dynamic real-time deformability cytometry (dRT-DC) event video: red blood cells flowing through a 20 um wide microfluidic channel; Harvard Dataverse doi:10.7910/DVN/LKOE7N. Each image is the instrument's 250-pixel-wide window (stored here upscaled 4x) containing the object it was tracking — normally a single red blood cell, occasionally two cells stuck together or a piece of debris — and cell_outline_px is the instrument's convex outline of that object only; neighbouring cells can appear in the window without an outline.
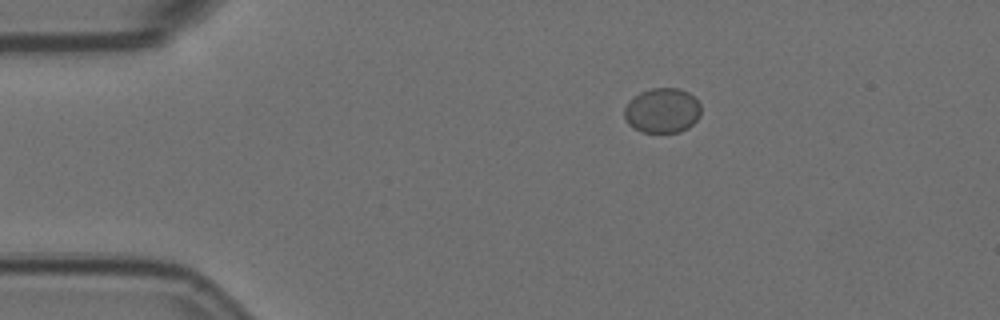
{"species": "Egyptian fruit bat (a non-hibernating species)", "species_latin": "Rousettus aegyptiacus", "temperature_condition": "room temperature", "stored_images_in_passage": 3, "camera_frame_rate_fps": 3000, "um_per_image_px": 0.085, "animal": {"sex": "female"}, "frame": {"image": 1, "passage_image": 1, "time_ms": 0.0, "image_size_px": [1000, 320], "cell_outline_px": [[700, 116], [688, 128], [680, 132], [640, 132], [628, 124], [624, 120], [624, 108], [640, 92], [652, 88], [680, 88], [688, 92], [700, 104]], "centroid_in_image_um": [56.29, 9.41], "position_along_channel_um": 28.7, "area_um2": 20.0}}
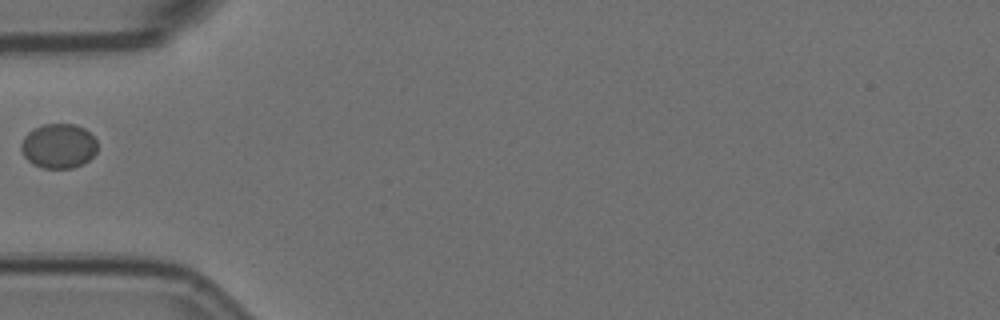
{"frame": {"image": 2, "passage_image": 3, "time_ms": 0.667, "image_size_px": [1000, 320], "cell_outline_px": [[96, 152], [88, 160], [72, 168], [40, 168], [32, 164], [24, 156], [20, 148], [20, 144], [24, 136], [28, 132], [44, 124], [76, 124], [84, 128], [96, 140]], "centroid_in_image_um": [4.95, 12.41], "position_along_channel_um": 80.1, "area_um2": 19.77}}